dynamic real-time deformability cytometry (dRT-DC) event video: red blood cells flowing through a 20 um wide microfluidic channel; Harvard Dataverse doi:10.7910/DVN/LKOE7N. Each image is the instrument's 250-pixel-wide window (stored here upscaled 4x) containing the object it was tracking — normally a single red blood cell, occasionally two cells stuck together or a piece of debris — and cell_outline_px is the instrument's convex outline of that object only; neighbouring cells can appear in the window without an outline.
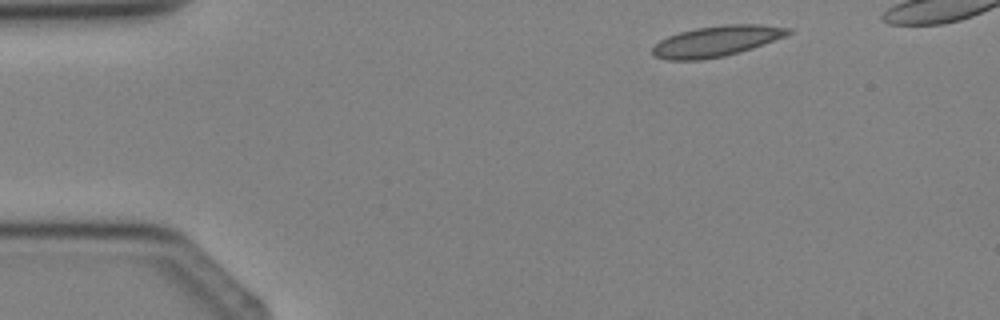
{"species": "Egyptian fruit bat (a non-hibernating species)", "species_latin": "Rousettus aegyptiacus", "temperature_condition": "cold", "stored_images_in_passage": 4, "camera_frame_rate_fps": 3000, "um_per_image_px": 0.085, "animal": {"sex": "female"}, "frame": {"image": 1, "passage_image": 1, "time_ms": 0.0, "image_size_px": [1000, 320], "cell_outline_px": [[792, 32], [784, 36], [764, 44], [740, 52], [724, 56], [700, 60], [668, 60], [656, 56], [652, 52], [652, 48], [660, 40], [668, 36], [680, 32], [696, 28], [720, 24], [756, 24], [792, 28]], "centroid_in_image_um": [60.9, 3.49], "position_along_channel_um": 24.1, "area_um2": 24.16}}